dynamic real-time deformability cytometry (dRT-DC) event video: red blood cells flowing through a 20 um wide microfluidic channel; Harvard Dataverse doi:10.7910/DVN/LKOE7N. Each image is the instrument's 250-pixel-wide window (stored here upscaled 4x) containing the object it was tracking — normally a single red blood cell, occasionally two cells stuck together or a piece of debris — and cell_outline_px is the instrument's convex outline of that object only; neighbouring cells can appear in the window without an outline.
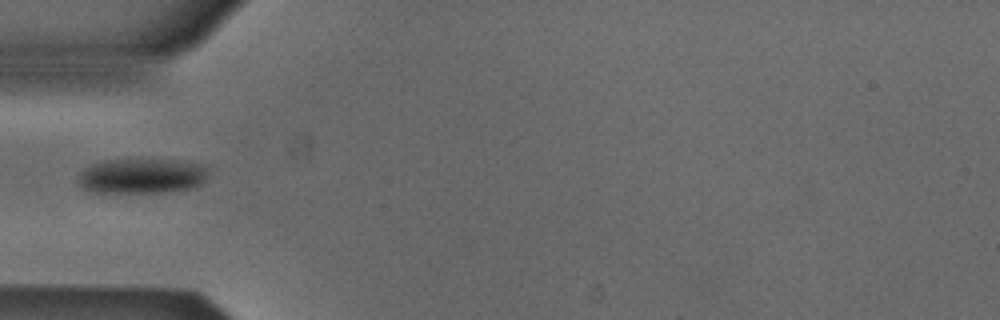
{"species": "Egyptian fruit bat (a non-hibernating species)", "species_latin": "Rousettus aegyptiacus", "temperature_condition": "cold", "stored_images_in_passage": 37, "camera_frame_rate_fps": 3000, "um_per_image_px": 0.085, "animal": {"sex": "male"}, "frame": {"image": 1, "passage_image": 1, "time_ms": 0.0, "image_size_px": [1000, 320], "cell_outline_px": [[208, 172], [204, 180], [196, 188], [164, 192], [92, 192], [84, 188], [80, 184], [80, 172], [84, 168], [92, 164], [104, 160], [140, 156], [184, 160], [200, 164], [208, 168]], "centroid_in_image_um": [12.1, 14.89], "position_along_channel_um": 72.9, "area_um2": 27.69}}
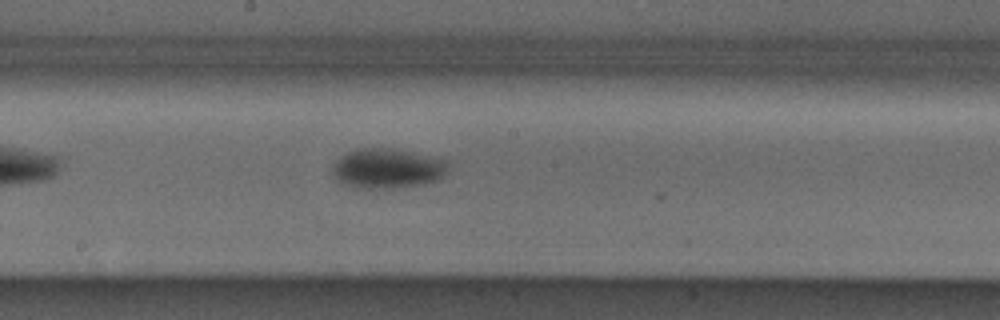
{"frame": {"image": 2, "passage_image": 12, "time_ms": 3.667, "image_size_px": [1000, 320], "cell_outline_px": [[448, 164], [444, 172], [436, 180], [424, 184], [392, 188], [360, 188], [344, 184], [332, 172], [332, 168], [336, 160], [340, 156], [356, 148], [392, 148], [412, 152], [448, 160]], "centroid_in_image_um": [32.91, 14.3], "position_along_channel_um": 215.3, "area_um2": 26.59}}
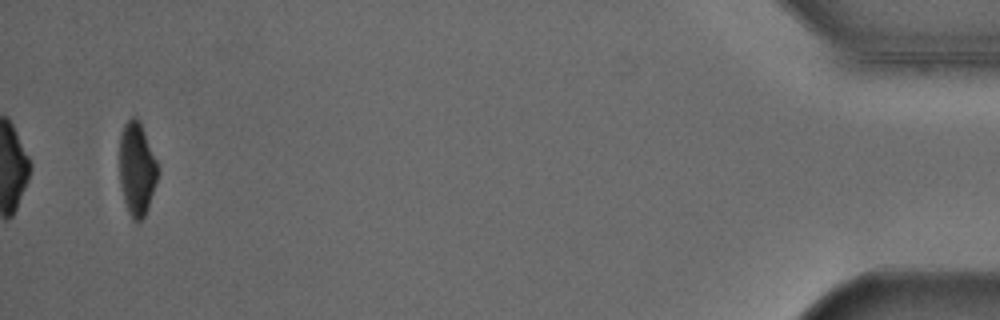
{"frame": {"image": 3, "passage_image": 35, "time_ms": 11.333, "image_size_px": [1000, 320], "cell_outline_px": [[160, 172], [148, 208], [144, 216], [140, 220], [132, 220], [128, 212], [124, 200], [120, 184], [120, 132], [124, 124], [132, 116], [136, 116], [140, 120], [160, 168]], "centroid_in_image_um": [11.65, 14.32], "position_along_channel_um": 423.5, "area_um2": 21.15}}